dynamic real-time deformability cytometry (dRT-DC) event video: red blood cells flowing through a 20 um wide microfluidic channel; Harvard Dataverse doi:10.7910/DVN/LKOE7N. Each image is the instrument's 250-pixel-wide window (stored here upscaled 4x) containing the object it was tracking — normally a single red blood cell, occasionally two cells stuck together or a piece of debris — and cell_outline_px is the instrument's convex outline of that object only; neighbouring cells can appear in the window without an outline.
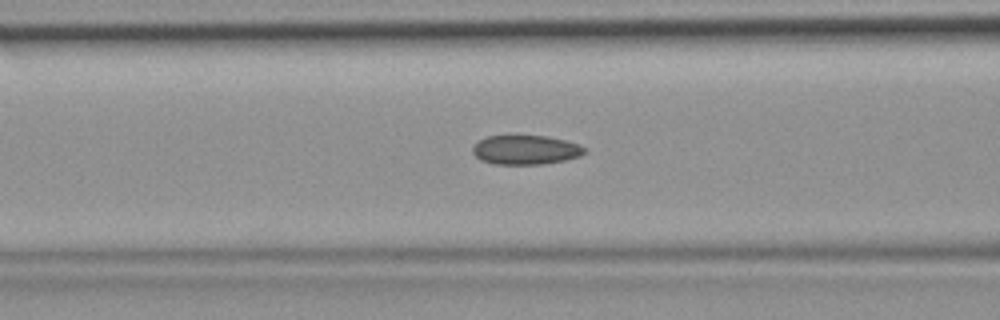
{"species": "common noctule bat (a hibernating species)", "species_latin": "Nyctalus noctula", "temperature_condition": "room temperature", "stored_images_in_passage": 45, "camera_frame_rate_fps": 3000, "um_per_image_px": 0.085, "animal": {"sex": "female", "body_mass_g": 19.9}, "frame": {"image": 1, "passage_image": 17, "time_ms": 5.333, "image_size_px": [1000, 320], "cell_outline_px": [[588, 152], [580, 156], [564, 160], [544, 164], [492, 164], [480, 160], [472, 152], [472, 148], [476, 140], [488, 136], [508, 132], [548, 136], [580, 144], [588, 148]], "centroid_in_image_um": [44.65, 12.68], "position_along_channel_um": 121.9, "area_um2": 20.23}}
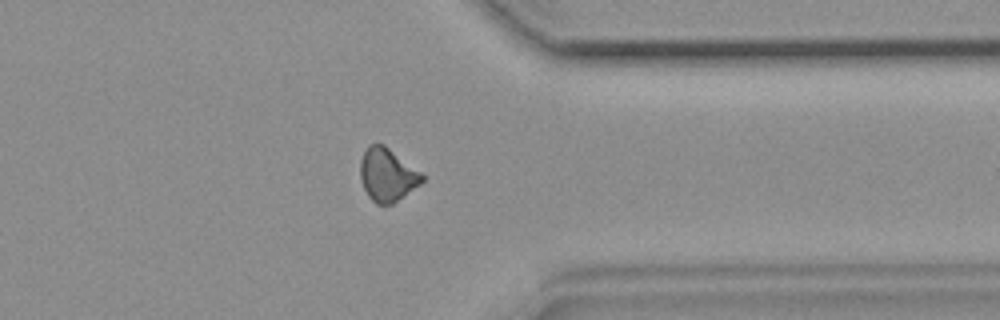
{"frame": {"image": 2, "passage_image": 35, "time_ms": 11.333, "image_size_px": [1000, 320], "cell_outline_px": [[424, 180], [420, 184], [392, 204], [376, 204], [368, 196], [364, 188], [360, 176], [360, 160], [368, 144], [384, 144], [420, 172], [424, 176]], "centroid_in_image_um": [32.9, 14.85], "position_along_channel_um": 378.5, "area_um2": 18.9}}
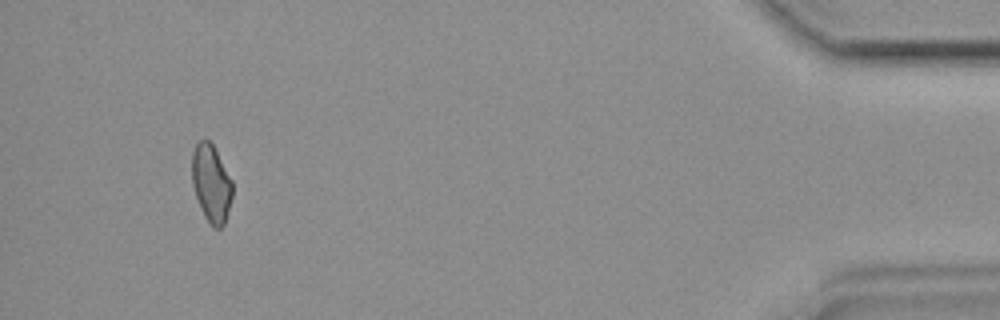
{"frame": {"image": 3, "passage_image": 42, "time_ms": 13.667, "image_size_px": [1000, 320], "cell_outline_px": [[232, 196], [224, 224], [220, 228], [212, 228], [204, 216], [200, 208], [192, 184], [192, 152], [196, 144], [204, 136], [212, 144], [232, 180]], "centroid_in_image_um": [17.94, 15.58], "position_along_channel_um": 417.3, "area_um2": 18.26}}